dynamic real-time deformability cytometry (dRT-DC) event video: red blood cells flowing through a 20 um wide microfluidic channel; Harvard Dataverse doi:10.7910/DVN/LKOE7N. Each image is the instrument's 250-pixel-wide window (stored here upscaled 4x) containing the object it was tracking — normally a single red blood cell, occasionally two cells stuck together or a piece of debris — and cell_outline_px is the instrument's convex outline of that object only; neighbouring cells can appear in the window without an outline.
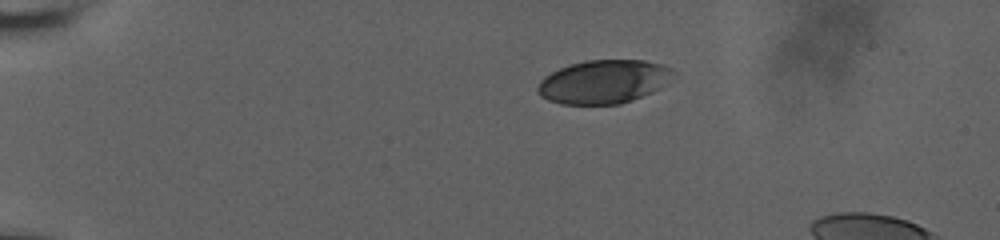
{"species": "human", "species_latin": "Homo sapiens", "temperature_condition": "room temperature", "stored_images_in_passage": 47, "camera_frame_rate_fps": 3000, "um_per_image_px": 0.085, "donor": {"sex": "male"}, "frame": {"image": 1, "passage_image": 1, "time_ms": 0.0, "image_size_px": [1000, 240], "cell_outline_px": [[672, 72], [660, 88], [652, 92], [632, 100], [620, 104], [560, 104], [548, 100], [540, 96], [536, 92], [536, 88], [540, 80], [544, 76], [560, 68], [572, 64], [588, 60], [644, 60], [660, 64], [672, 68]], "centroid_in_image_um": [51.24, 6.95], "position_along_channel_um": 33.8, "area_um2": 34.1}}
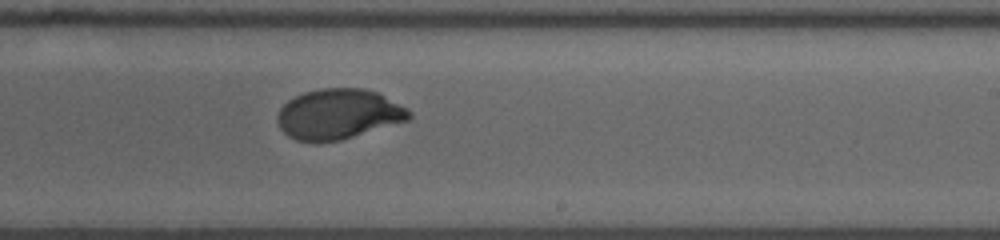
{"frame": {"image": 2, "passage_image": 26, "time_ms": 8.333, "image_size_px": [1000, 240], "cell_outline_px": [[412, 116], [408, 120], [340, 140], [316, 144], [296, 140], [288, 136], [280, 128], [276, 120], [276, 116], [280, 108], [288, 100], [304, 92], [320, 88], [364, 88], [376, 92], [408, 108], [412, 112]], "centroid_in_image_um": [28.73, 9.71], "position_along_channel_um": 260.3, "area_um2": 38.78}}
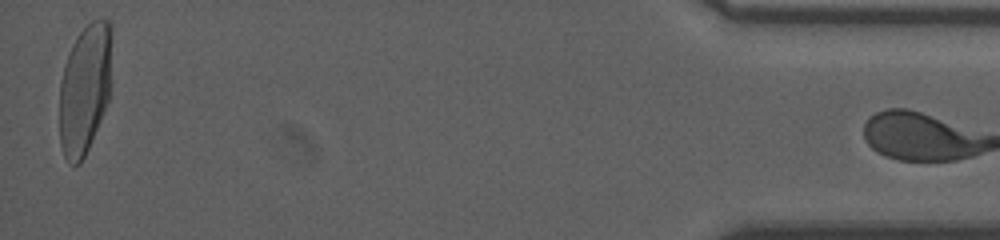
{"frame": {"image": 3, "passage_image": 46, "time_ms": 15.0, "image_size_px": [1000, 240], "cell_outline_px": [[112, 28], [108, 100], [100, 120], [88, 148], [80, 164], [68, 164], [64, 156], [60, 144], [60, 80], [68, 52], [76, 36], [92, 20], [100, 16], [108, 20], [112, 24]], "centroid_in_image_um": [7.2, 7.5], "position_along_channel_um": 428.0, "area_um2": 39.71}}